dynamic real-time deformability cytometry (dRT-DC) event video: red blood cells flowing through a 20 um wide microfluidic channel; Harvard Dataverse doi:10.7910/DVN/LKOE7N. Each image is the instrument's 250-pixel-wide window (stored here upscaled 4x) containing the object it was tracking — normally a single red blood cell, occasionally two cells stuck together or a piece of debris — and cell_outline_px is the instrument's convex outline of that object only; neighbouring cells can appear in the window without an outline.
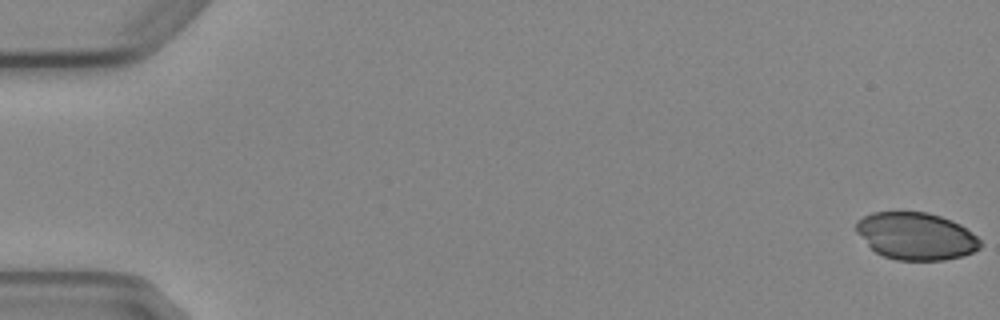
{"species": "Egyptian fruit bat (a non-hibernating species)", "species_latin": "Rousettus aegyptiacus", "temperature_condition": "cold", "stored_images_in_passage": 6, "camera_frame_rate_fps": 3000, "um_per_image_px": 0.085, "animal": {"sex": "female"}, "frame": {"image": 1, "passage_image": 1, "time_ms": 0.0, "image_size_px": [1000, 320], "cell_outline_px": [[980, 248], [964, 256], [944, 260], [896, 260], [884, 256], [876, 252], [856, 232], [856, 220], [872, 212], [928, 212], [952, 220], [960, 224], [976, 236], [980, 240]], "centroid_in_image_um": [77.86, 20.06], "position_along_channel_um": 7.1, "area_um2": 34.1}}